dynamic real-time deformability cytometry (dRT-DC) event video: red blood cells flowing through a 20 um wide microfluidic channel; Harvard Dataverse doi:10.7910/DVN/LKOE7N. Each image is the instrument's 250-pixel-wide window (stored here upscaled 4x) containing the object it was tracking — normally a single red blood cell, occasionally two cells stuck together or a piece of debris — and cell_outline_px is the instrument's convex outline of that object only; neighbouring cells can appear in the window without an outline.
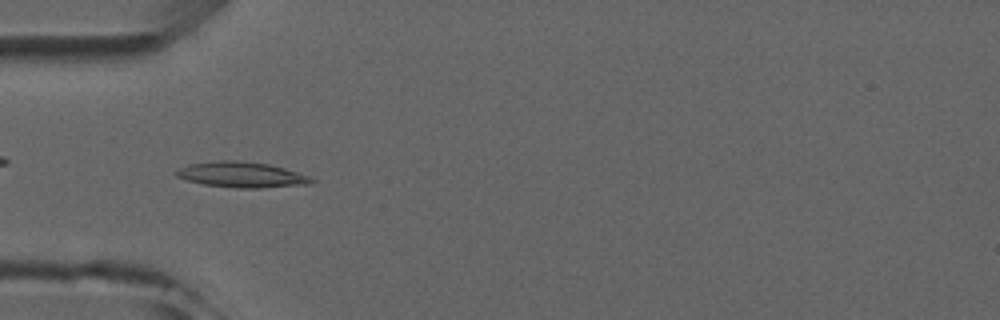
{"species": "common noctule bat (a hibernating species)", "species_latin": "Nyctalus noctula", "temperature_condition": "room temperature", "stored_images_in_passage": 7, "camera_frame_rate_fps": 3000, "um_per_image_px": 0.085, "animal": {"sex": "male", "forearm_length_mm": 52.5}, "frame": {"image": 1, "passage_image": 6, "time_ms": 5.667, "image_size_px": [1000, 320], "cell_outline_px": [[316, 180], [308, 184], [260, 188], [236, 188], [204, 184], [188, 180], [176, 176], [172, 172], [176, 168], [188, 164], [220, 160], [236, 160], [268, 164], [284, 168], [308, 176]], "centroid_in_image_um": [20.47, 14.84], "position_along_channel_um": 64.5, "area_um2": 20.11}}
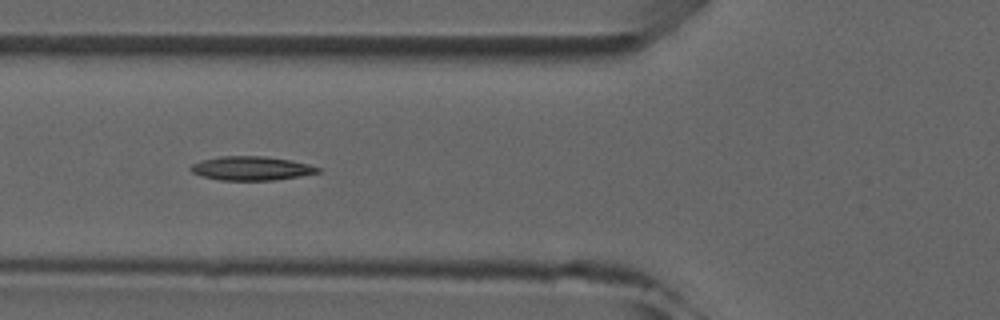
{"frame": {"image": 2, "passage_image": 7, "time_ms": 6.667, "image_size_px": [1000, 320], "cell_outline_px": [[320, 172], [300, 176], [276, 180], [220, 180], [200, 176], [192, 172], [188, 168], [192, 164], [200, 160], [220, 156], [264, 156], [292, 160], [308, 164], [320, 168]], "centroid_in_image_um": [21.33, 14.3], "position_along_channel_um": 104.5, "area_um2": 17.86}}